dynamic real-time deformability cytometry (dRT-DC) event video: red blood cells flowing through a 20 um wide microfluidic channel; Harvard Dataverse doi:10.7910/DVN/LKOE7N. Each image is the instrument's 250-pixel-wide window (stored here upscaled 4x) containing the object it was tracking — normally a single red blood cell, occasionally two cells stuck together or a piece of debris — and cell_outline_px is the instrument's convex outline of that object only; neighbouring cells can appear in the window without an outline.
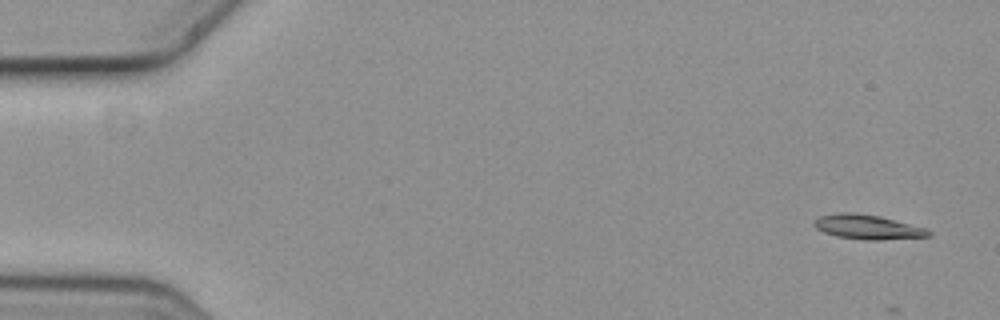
{"species": "common noctule bat (a hibernating species)", "species_latin": "Nyctalus noctula", "temperature_condition": "cold", "stored_images_in_passage": 5, "camera_frame_rate_fps": 3000, "um_per_image_px": 0.085, "animal": {"sex": "female", "body_mass_g": 19.3, "forearm_length_mm": 54.1}, "frame": {"image": 1, "passage_image": 1, "time_ms": 0.0, "image_size_px": [1000, 320], "cell_outline_px": [[932, 236], [880, 240], [864, 240], [836, 236], [824, 232], [816, 228], [812, 224], [812, 220], [816, 216], [840, 212], [856, 212], [880, 216], [928, 228], [932, 232]], "centroid_in_image_um": [73.73, 19.28], "position_along_channel_um": 11.3, "area_um2": 16.76}}